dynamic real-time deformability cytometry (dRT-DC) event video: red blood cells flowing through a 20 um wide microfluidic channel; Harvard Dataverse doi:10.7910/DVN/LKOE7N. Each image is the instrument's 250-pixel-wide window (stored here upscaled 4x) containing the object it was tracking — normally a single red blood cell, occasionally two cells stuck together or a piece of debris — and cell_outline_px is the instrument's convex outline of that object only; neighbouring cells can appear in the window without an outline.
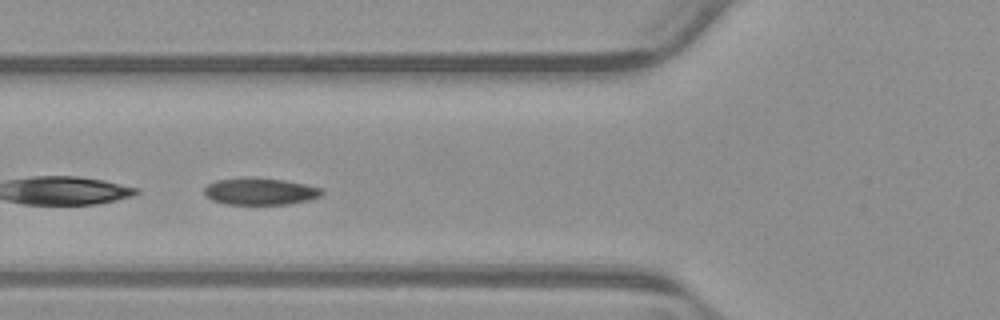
{"species": "common noctule bat (a hibernating species)", "species_latin": "Nyctalus noctula", "temperature_condition": "warm", "stored_images_in_passage": 32, "camera_frame_rate_fps": 3000, "um_per_image_px": 0.085, "animal": {"sex": "male", "body_mass_g": 23.1, "forearm_length_mm": 52.7}, "frame": {"image": 1, "passage_image": 10, "time_ms": 3.0, "image_size_px": [1000, 320], "cell_outline_px": [[324, 192], [320, 196], [308, 200], [288, 204], [228, 204], [212, 200], [204, 192], [204, 188], [208, 184], [216, 180], [284, 180], [304, 184], [320, 188]], "centroid_in_image_um": [22.14, 16.31], "position_along_channel_um": 103.7, "area_um2": 17.46}}
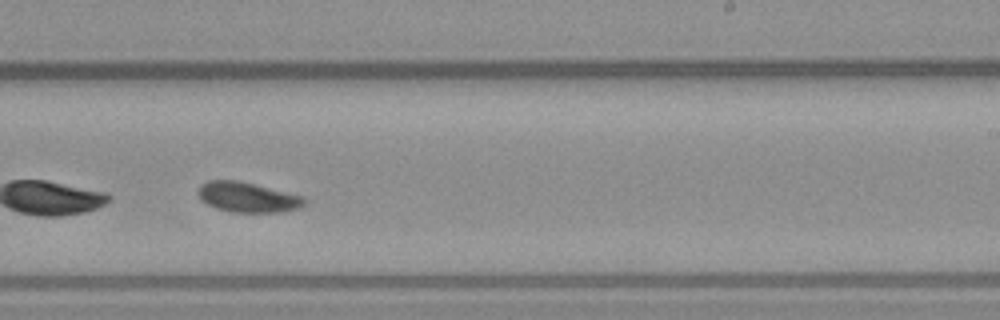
{"frame": {"image": 2, "passage_image": 23, "time_ms": 7.333, "image_size_px": [1000, 320], "cell_outline_px": [[304, 204], [300, 208], [280, 212], [232, 212], [216, 208], [200, 200], [196, 192], [200, 184], [208, 180], [240, 180], [304, 196]], "centroid_in_image_um": [21.01, 16.75], "position_along_channel_um": 268.0, "area_um2": 18.84}, "authors_computed_cell_mechanics": {"area_um2": 18.785, "velocity_mm_per_s": 3.7918, "shape_relaxation_time_tau1_ms": null, "shape_relaxation_time_tau2_ms": 2.8731, "deformation_change_tau1": null, "deformation_change_tau2": 0.0541}}